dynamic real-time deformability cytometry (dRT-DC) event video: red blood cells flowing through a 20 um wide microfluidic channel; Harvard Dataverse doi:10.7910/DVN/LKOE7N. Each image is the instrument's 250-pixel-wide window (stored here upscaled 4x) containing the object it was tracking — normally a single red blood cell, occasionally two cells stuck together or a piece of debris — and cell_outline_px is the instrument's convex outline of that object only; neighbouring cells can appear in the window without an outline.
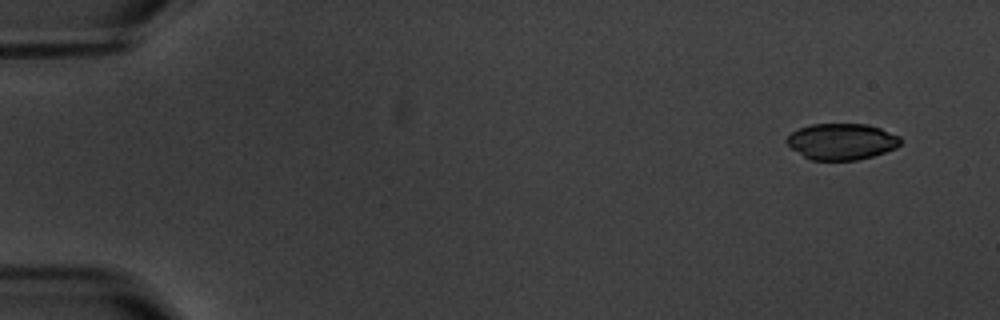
{"species": "common noctule bat (a hibernating species)", "species_latin": "Nyctalus noctula", "temperature_condition": "warm", "stored_images_in_passage": 5, "camera_frame_rate_fps": 3000, "um_per_image_px": 0.085, "animal": {"sex": "male", "body_mass_g": 20.1, "forearm_length_mm": 53.5}, "frame": {"image": 1, "passage_image": 1, "time_ms": 0.0, "image_size_px": [1000, 320], "cell_outline_px": [[900, 144], [896, 148], [872, 156], [856, 160], [812, 160], [804, 156], [792, 148], [784, 140], [792, 132], [800, 128], [812, 124], [868, 124], [880, 128], [900, 136]], "centroid_in_image_um": [71.55, 12.02], "position_along_channel_um": 13.5, "area_um2": 23.87}}
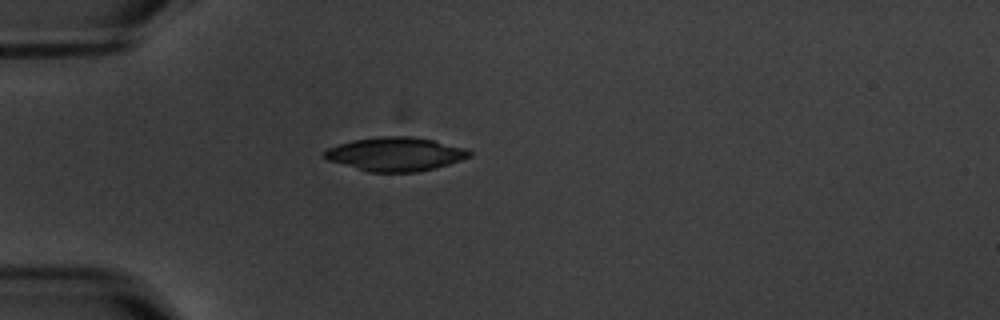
{"frame": {"image": 2, "passage_image": 4, "time_ms": 4.333, "image_size_px": [1000, 320], "cell_outline_px": [[472, 156], [436, 168], [416, 172], [368, 172], [328, 160], [324, 156], [324, 152], [328, 148], [352, 140], [380, 136], [412, 136], [432, 140], [468, 148], [472, 152]], "centroid_in_image_um": [33.65, 13.1], "position_along_channel_um": 51.4, "area_um2": 28.5}}